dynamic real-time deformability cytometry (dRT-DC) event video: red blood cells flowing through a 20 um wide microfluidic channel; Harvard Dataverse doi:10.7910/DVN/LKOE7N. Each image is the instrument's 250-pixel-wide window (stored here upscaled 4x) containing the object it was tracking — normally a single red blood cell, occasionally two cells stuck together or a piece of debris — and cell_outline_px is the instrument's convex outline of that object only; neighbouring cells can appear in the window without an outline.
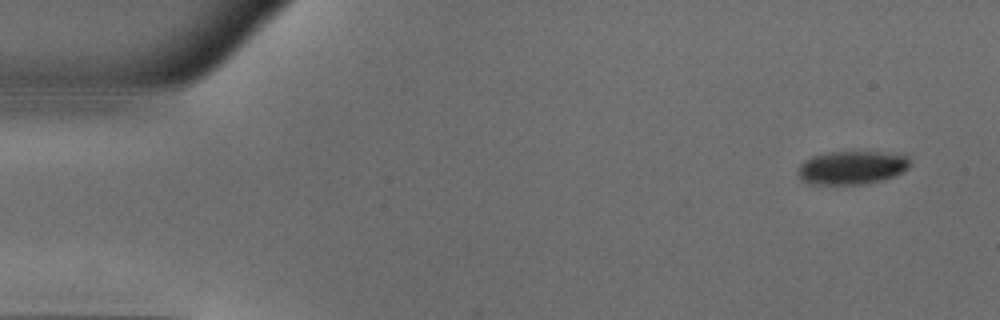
{"species": "common noctule bat (a hibernating species)", "species_latin": "Nyctalus noctula", "temperature_condition": "warm", "stored_images_in_passage": 49, "camera_frame_rate_fps": 3000, "um_per_image_px": 0.085, "animal": {"sex": "male", "body_mass_g": 18.8}, "frame": {"image": 1, "passage_image": 1, "time_ms": 0.0, "image_size_px": [1000, 320], "cell_outline_px": [[908, 168], [892, 176], [880, 180], [864, 184], [812, 184], [800, 180], [796, 172], [800, 164], [804, 160], [812, 156], [828, 152], [904, 152], [908, 156]], "centroid_in_image_um": [72.38, 14.23], "position_along_channel_um": 12.6, "area_um2": 21.96}}
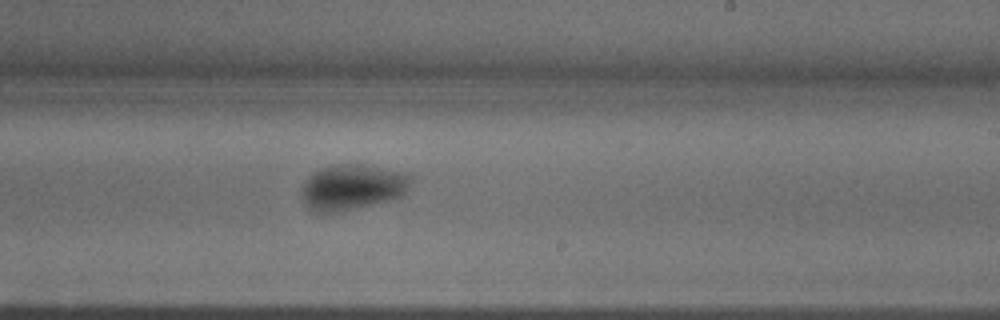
{"frame": {"image": 2, "passage_image": 28, "time_ms": 9.0, "image_size_px": [1000, 320], "cell_outline_px": [[412, 180], [404, 196], [356, 208], [336, 212], [312, 212], [308, 208], [304, 200], [304, 180], [308, 176], [320, 168], [336, 164], [364, 164], [404, 172], [412, 176]], "centroid_in_image_um": [29.98, 15.89], "position_along_channel_um": 259.0, "area_um2": 28.96}}
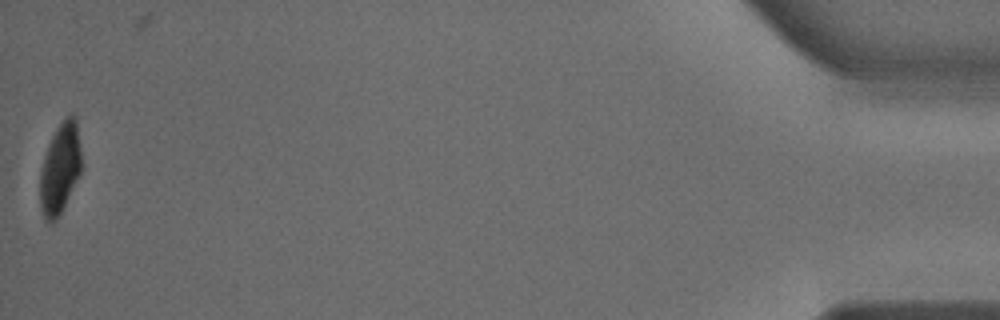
{"frame": {"image": 3, "passage_image": 48, "time_ms": 15.667, "image_size_px": [1000, 320], "cell_outline_px": [[80, 172], [60, 216], [52, 224], [48, 224], [44, 220], [40, 208], [40, 168], [48, 144], [56, 128], [68, 112], [72, 112], [76, 120], [80, 148]], "centroid_in_image_um": [5.07, 14.35], "position_along_channel_um": 430.1, "area_um2": 22.08}, "authors_computed_cell_mechanics": {"area_um2": 26.299, "velocity_mm_per_s": 4.0022, "shape_relaxation_time_tau1_ms": 3.7789, "shape_relaxation_time_tau2_ms": null, "deformation_change_tau1": 0.1363, "deformation_change_tau2": null}}